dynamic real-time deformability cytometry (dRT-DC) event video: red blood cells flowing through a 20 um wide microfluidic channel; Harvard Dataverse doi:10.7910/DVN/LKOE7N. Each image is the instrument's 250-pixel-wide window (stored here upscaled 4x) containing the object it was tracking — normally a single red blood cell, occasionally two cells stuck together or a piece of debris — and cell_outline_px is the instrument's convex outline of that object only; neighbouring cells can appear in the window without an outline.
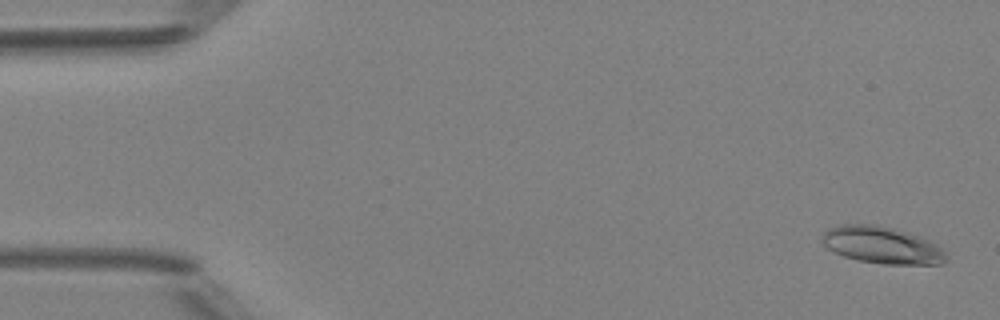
{"species": "Egyptian fruit bat (a non-hibernating species)", "species_latin": "Rousettus aegyptiacus", "temperature_condition": "room temperature", "stored_images_in_passage": 4, "camera_frame_rate_fps": 3000, "um_per_image_px": 0.085, "animal": {"sex": "female"}, "frame": {"image": 1, "passage_image": 1, "time_ms": 0.0, "image_size_px": [1000, 320], "cell_outline_px": [[948, 260], [944, 264], [884, 264], [856, 260], [844, 256], [828, 248], [820, 240], [820, 236], [828, 228], [840, 224], [876, 224], [908, 232], [928, 240], [936, 244], [948, 256]], "centroid_in_image_um": [74.95, 20.83], "position_along_channel_um": 10.0, "area_um2": 26.88}}